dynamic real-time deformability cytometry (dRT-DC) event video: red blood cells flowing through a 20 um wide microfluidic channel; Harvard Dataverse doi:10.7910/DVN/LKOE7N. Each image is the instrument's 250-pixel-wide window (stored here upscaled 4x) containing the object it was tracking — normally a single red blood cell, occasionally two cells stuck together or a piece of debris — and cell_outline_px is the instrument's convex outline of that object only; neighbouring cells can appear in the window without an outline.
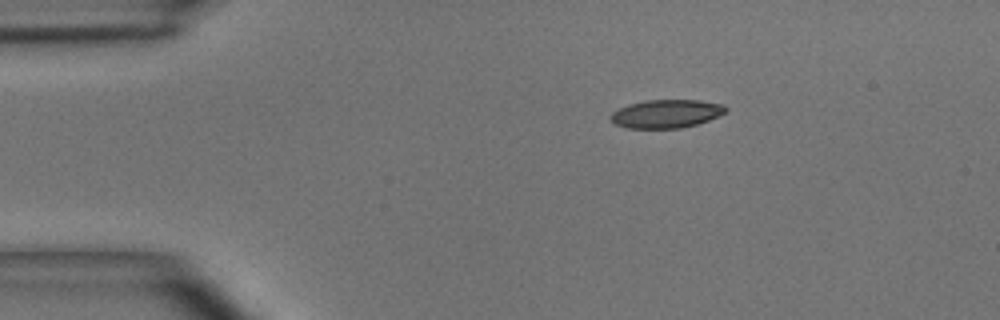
{"species": "common noctule bat (a hibernating species)", "species_latin": "Nyctalus noctula", "temperature_condition": "room temperature", "stored_images_in_passage": 42, "camera_frame_rate_fps": 3000, "um_per_image_px": 0.085, "animal": {"sex": "male", "body_mass_g": 15.6}, "frame": {"image": 1, "passage_image": 1, "time_ms": 0.0, "image_size_px": [1000, 320], "cell_outline_px": [[728, 108], [724, 112], [708, 120], [696, 124], [680, 128], [628, 128], [616, 124], [608, 120], [612, 112], [628, 104], [648, 100], [700, 100], [724, 104]], "centroid_in_image_um": [56.61, 9.66], "position_along_channel_um": 28.4, "area_um2": 18.9}}
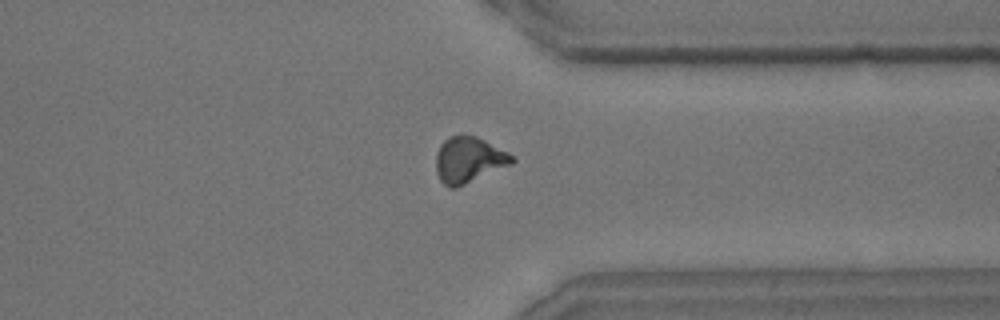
{"frame": {"image": 2, "passage_image": 31, "time_ms": 10.0, "image_size_px": [1000, 320], "cell_outline_px": [[516, 160], [512, 164], [456, 188], [448, 188], [440, 180], [436, 172], [436, 152], [440, 144], [448, 136], [476, 136], [516, 156]], "centroid_in_image_um": [39.84, 13.6], "position_along_channel_um": 371.6, "area_um2": 20.4}}
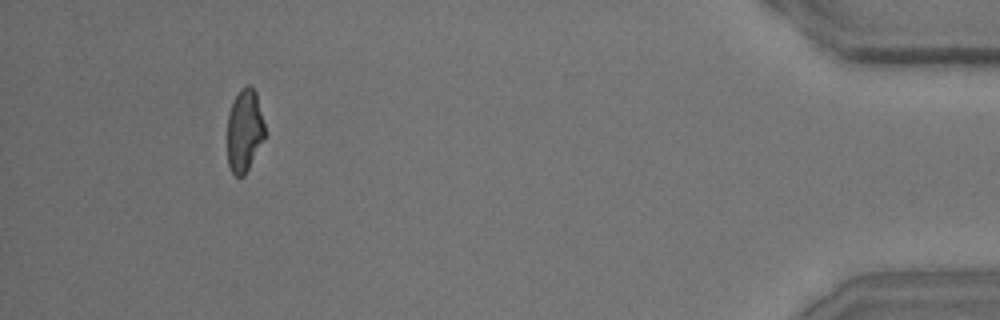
{"frame": {"image": 3, "passage_image": 39, "time_ms": 12.667, "image_size_px": [1000, 320], "cell_outline_px": [[264, 136], [244, 176], [236, 176], [232, 172], [228, 164], [228, 112], [232, 100], [240, 88], [248, 84], [256, 92], [264, 124]], "centroid_in_image_um": [20.75, 11.04], "position_along_channel_um": 414.5, "area_um2": 17.8}, "authors_computed_cell_mechanics": {"area_um2": 19.7098, "velocity_mm_per_s": 3.9716, "shape_relaxation_time_tau1_ms": 5.7636, "shape_relaxation_time_tau2_ms": 1.857, "deformation_change_tau1": 0.186, "deformation_change_tau2": 0.0944}}